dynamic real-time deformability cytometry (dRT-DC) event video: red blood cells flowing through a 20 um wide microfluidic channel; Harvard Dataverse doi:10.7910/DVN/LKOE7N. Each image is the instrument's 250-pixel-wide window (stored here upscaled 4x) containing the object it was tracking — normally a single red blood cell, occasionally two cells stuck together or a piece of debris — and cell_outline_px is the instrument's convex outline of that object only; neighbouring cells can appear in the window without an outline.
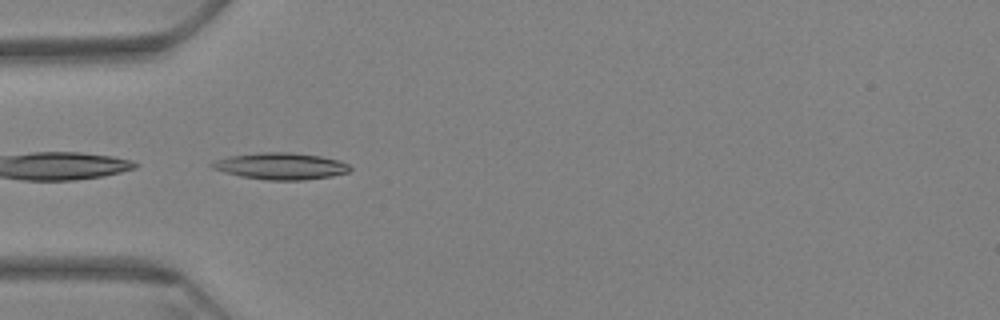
{"species": "Egyptian fruit bat (a non-hibernating species)", "species_latin": "Rousettus aegyptiacus", "temperature_condition": "warm", "stored_images_in_passage": 16, "camera_frame_rate_fps": 3000, "um_per_image_px": 0.085, "animal": {"sex": "female"}, "frame": {"image": 1, "passage_image": 1, "time_ms": 0.0, "image_size_px": [1000, 320], "cell_outline_px": [[352, 168], [348, 172], [332, 176], [304, 180], [264, 180], [240, 176], [224, 172], [212, 168], [208, 164], [216, 160], [228, 156], [260, 152], [292, 152], [320, 156], [340, 160], [348, 164]], "centroid_in_image_um": [23.86, 14.12], "position_along_channel_um": 61.1, "area_um2": 21.62}}
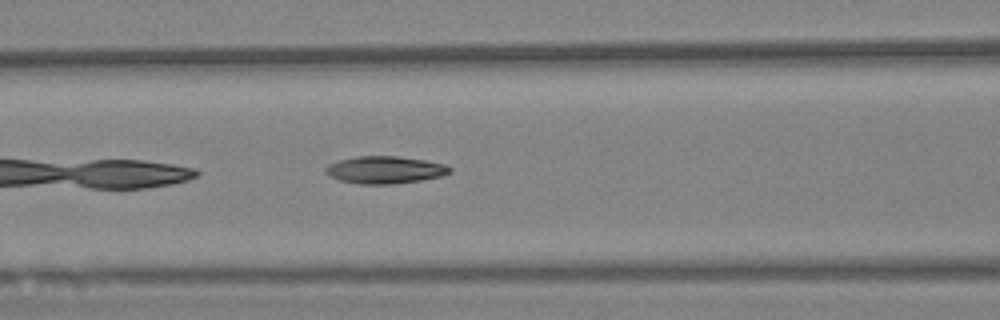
{"frame": {"image": 2, "passage_image": 8, "time_ms": 2.333, "image_size_px": [1000, 320], "cell_outline_px": [[452, 172], [440, 176], [420, 180], [396, 184], [360, 184], [340, 180], [324, 172], [324, 168], [328, 164], [340, 160], [356, 156], [396, 156], [424, 160], [444, 164], [452, 168]], "centroid_in_image_um": [32.71, 14.44], "position_along_channel_um": 133.9, "area_um2": 19.71}}
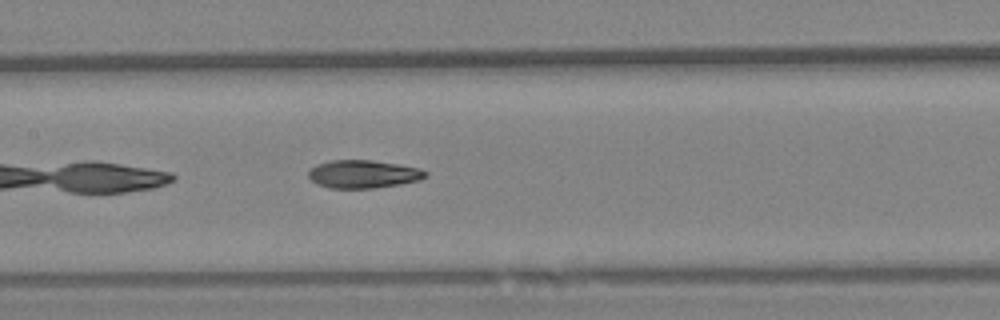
{"frame": {"image": 3, "passage_image": 12, "time_ms": 3.667, "image_size_px": [1000, 320], "cell_outline_px": [[428, 176], [420, 180], [400, 184], [372, 188], [332, 188], [316, 184], [308, 176], [308, 172], [316, 164], [332, 160], [372, 160], [420, 168], [428, 172]], "centroid_in_image_um": [30.89, 14.8], "position_along_channel_um": 176.5, "area_um2": 19.07}}